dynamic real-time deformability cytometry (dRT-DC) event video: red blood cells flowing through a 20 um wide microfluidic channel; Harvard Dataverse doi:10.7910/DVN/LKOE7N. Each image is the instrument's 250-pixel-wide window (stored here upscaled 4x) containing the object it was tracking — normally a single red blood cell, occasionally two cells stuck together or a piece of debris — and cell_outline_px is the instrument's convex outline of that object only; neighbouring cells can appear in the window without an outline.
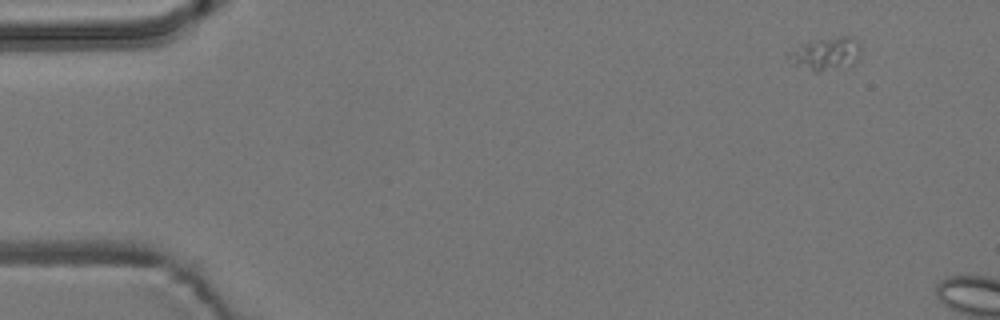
{"species": "common noctule bat (a hibernating species)", "species_latin": "Nyctalus noctula", "temperature_condition": "room temperature", "stored_images_in_passage": 5, "camera_frame_rate_fps": 3000, "um_per_image_px": 0.085, "animal": {"sex": "male", "body_mass_g": 19.2, "forearm_length_mm": 51.8}, "frame": {"image": 1, "passage_image": 5, "time_ms": 1.333, "image_size_px": [1000, 320], "cell_outline_px": [[860, 52], [856, 60], [852, 64], [820, 72], [812, 72], [792, 64], [788, 56], [792, 52], [804, 44], [816, 40], [840, 36], [852, 36], [860, 44]], "centroid_in_image_um": [70.24, 4.58], "position_along_channel_um": 14.8, "area_um2": 13.47}}